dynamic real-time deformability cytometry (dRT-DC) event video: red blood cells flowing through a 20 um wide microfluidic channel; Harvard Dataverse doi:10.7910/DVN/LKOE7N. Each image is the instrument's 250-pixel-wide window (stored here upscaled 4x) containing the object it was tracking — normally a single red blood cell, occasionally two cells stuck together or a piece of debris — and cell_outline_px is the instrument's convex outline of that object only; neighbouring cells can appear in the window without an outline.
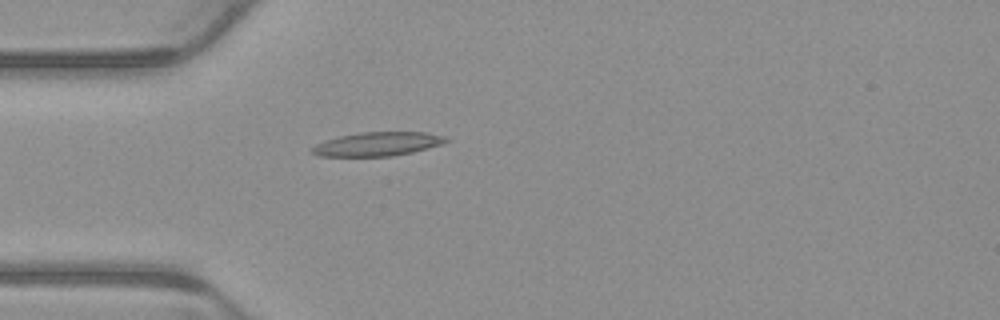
{"species": "common noctule bat (a hibernating species)", "species_latin": "Nyctalus noctula", "temperature_condition": "warm", "stored_images_in_passage": 5, "camera_frame_rate_fps": 3000, "um_per_image_px": 0.085, "animal": {"sex": "male", "body_mass_g": 23.1, "forearm_length_mm": 52.7}, "frame": {"image": 1, "passage_image": 5, "time_ms": 1.333, "image_size_px": [1000, 320], "cell_outline_px": [[452, 140], [444, 144], [412, 152], [392, 156], [320, 156], [312, 152], [312, 148], [316, 144], [324, 140], [340, 136], [360, 132], [424, 132], [448, 136]], "centroid_in_image_um": [32.17, 12.23], "position_along_channel_um": 52.8, "area_um2": 18.73}}